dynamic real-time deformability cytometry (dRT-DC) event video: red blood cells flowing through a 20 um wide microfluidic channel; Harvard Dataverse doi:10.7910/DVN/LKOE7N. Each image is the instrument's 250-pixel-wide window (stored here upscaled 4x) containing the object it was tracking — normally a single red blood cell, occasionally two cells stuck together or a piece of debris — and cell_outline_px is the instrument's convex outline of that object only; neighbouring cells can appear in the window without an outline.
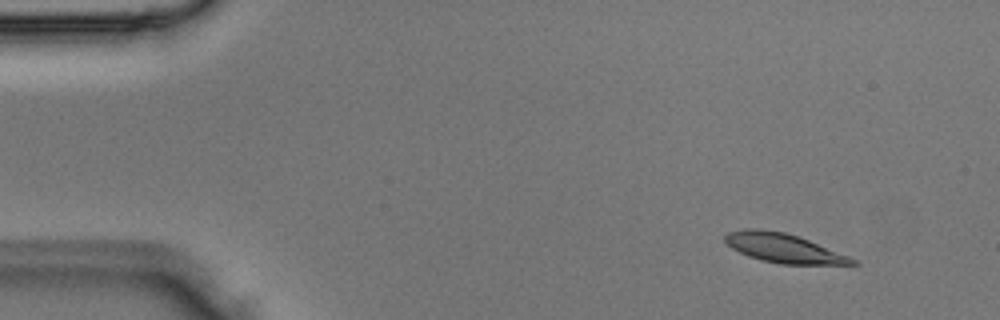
{"species": "Egyptian fruit bat (a non-hibernating species)", "species_latin": "Rousettus aegyptiacus", "temperature_condition": "room temperature", "stored_images_in_passage": 3, "camera_frame_rate_fps": 3000, "um_per_image_px": 0.085, "animal": {"sex": "male"}, "frame": {"image": 1, "passage_image": 1, "time_ms": 0.0, "image_size_px": [1000, 320], "cell_outline_px": [[860, 264], [780, 264], [748, 256], [732, 248], [724, 240], [724, 236], [728, 232], [744, 228], [760, 228], [784, 232], [808, 240], [848, 256], [856, 260]], "centroid_in_image_um": [66.55, 21.07], "position_along_channel_um": 18.4, "area_um2": 21.27}}
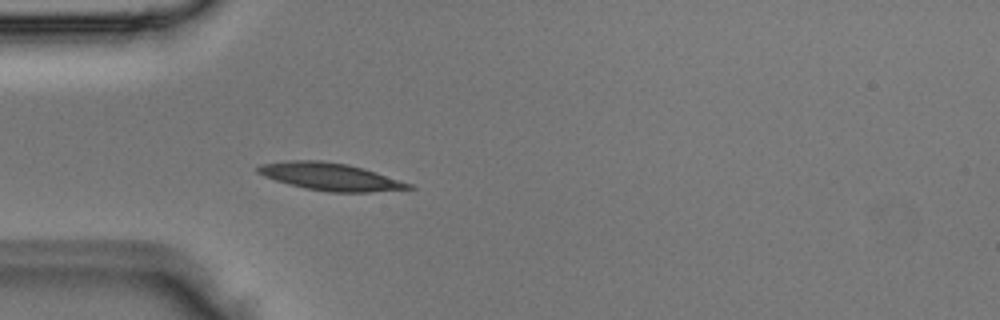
{"frame": {"image": 2, "passage_image": 3, "time_ms": 0.667, "image_size_px": [1000, 320], "cell_outline_px": [[416, 188], [368, 192], [328, 192], [288, 184], [264, 176], [256, 172], [256, 168], [260, 164], [288, 160], [320, 160], [348, 164], [364, 168], [412, 184]], "centroid_in_image_um": [28.06, 15.01], "position_along_channel_um": 56.9, "area_um2": 24.04}}